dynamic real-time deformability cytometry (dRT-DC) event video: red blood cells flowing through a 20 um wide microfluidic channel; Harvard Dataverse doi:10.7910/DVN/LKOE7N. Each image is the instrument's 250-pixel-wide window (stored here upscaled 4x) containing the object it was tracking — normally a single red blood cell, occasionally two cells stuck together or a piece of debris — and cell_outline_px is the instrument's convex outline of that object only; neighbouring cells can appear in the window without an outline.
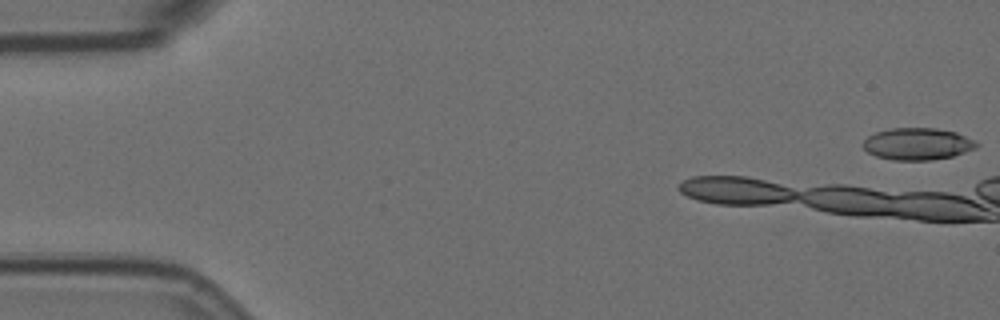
{"species": "Egyptian fruit bat (a non-hibernating species)", "species_latin": "Rousettus aegyptiacus", "temperature_condition": "room temperature", "stored_images_in_passage": 11, "camera_frame_rate_fps": 3000, "um_per_image_px": 0.085, "animal": {"sex": "female"}, "frame": {"image": 1, "passage_image": 1, "time_ms": 0.0, "image_size_px": [1000, 320], "cell_outline_px": [[980, 144], [976, 148], [952, 156], [932, 160], [892, 160], [876, 156], [868, 152], [864, 148], [864, 140], [868, 136], [876, 132], [892, 128], [936, 128], [956, 132], [976, 140]], "centroid_in_image_um": [78.02, 12.23], "position_along_channel_um": 7.0, "area_um2": 21.15}}